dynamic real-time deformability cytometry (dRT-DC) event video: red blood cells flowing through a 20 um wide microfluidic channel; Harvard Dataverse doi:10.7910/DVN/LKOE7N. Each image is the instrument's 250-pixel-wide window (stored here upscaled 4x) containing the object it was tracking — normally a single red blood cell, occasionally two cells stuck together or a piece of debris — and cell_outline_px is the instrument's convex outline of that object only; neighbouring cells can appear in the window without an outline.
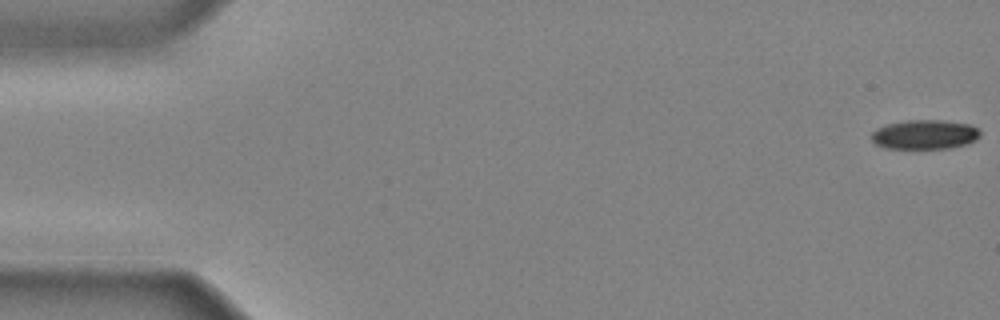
{"species": "common noctule bat (a hibernating species)", "species_latin": "Nyctalus noctula", "temperature_condition": "cold", "stored_images_in_passage": 42, "camera_frame_rate_fps": 3000, "um_per_image_px": 0.085, "animal": {"sex": "male", "body_mass_g": 20.4}, "frame": {"image": 1, "passage_image": 1, "time_ms": 0.0, "image_size_px": [1000, 320], "cell_outline_px": [[980, 136], [976, 140], [968, 144], [948, 148], [884, 148], [876, 144], [872, 140], [872, 132], [876, 128], [884, 124], [908, 120], [940, 120], [968, 124], [976, 128], [980, 132]], "centroid_in_image_um": [78.58, 11.43], "position_along_channel_um": 6.4, "area_um2": 18.61}}
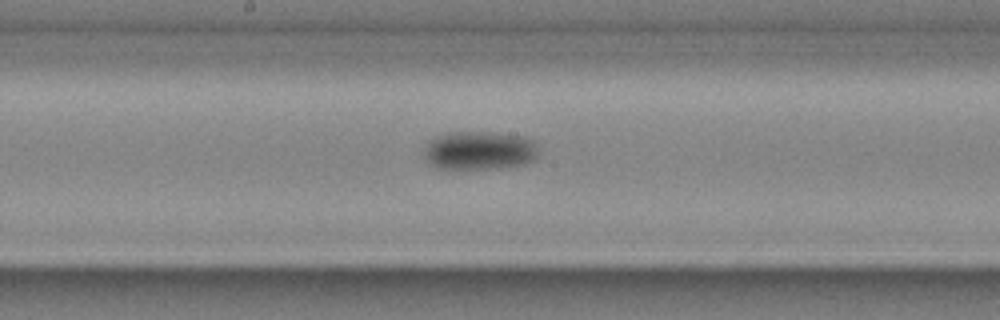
{"frame": {"image": 2, "passage_image": 24, "time_ms": 7.667, "image_size_px": [1000, 320], "cell_outline_px": [[536, 156], [532, 160], [524, 164], [488, 168], [436, 168], [428, 164], [424, 156], [424, 144], [428, 140], [436, 136], [448, 132], [500, 132], [528, 136], [536, 140]], "centroid_in_image_um": [40.72, 12.75], "position_along_channel_um": 207.5, "area_um2": 26.07}}
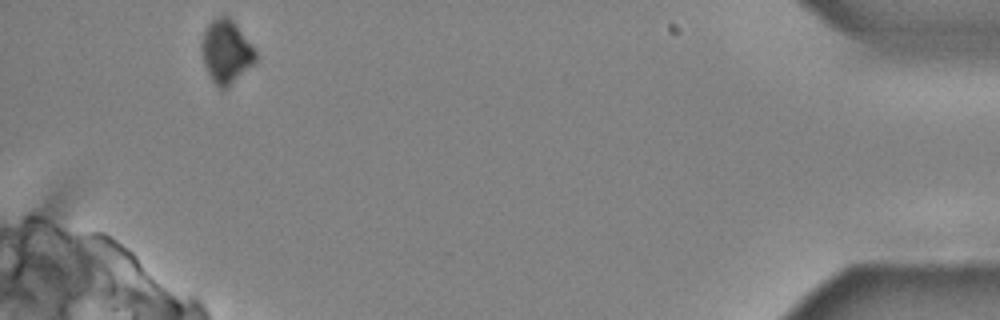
{"frame": {"image": 3, "passage_image": 42, "time_ms": 13.667, "image_size_px": [1000, 320], "cell_outline_px": [[256, 64], [228, 88], [220, 88], [212, 80], [204, 64], [200, 48], [200, 44], [204, 32], [208, 24], [212, 20], [220, 16], [228, 16], [232, 20], [256, 48]], "centroid_in_image_um": [19.25, 4.41], "position_along_channel_um": 415.9, "area_um2": 20.17}}